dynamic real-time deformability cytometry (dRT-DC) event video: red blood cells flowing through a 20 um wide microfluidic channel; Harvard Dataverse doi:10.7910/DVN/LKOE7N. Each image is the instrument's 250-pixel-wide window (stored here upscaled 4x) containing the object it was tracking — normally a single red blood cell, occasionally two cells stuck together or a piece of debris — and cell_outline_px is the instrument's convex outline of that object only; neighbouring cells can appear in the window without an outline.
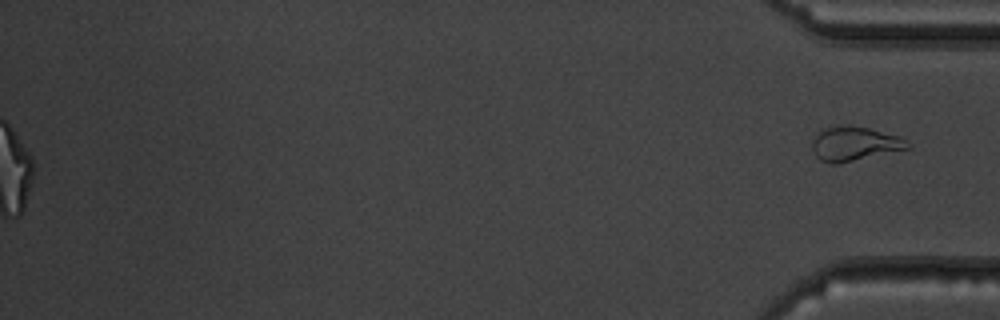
{"species": "common noctule bat (a hibernating species)", "species_latin": "Nyctalus noctula", "temperature_condition": "warm", "stored_images_in_passage": 52, "segment_of_instrument_passage": [2, 2], "camera_frame_rate_fps": 3000, "um_per_image_px": 0.085, "animal": {"sex": "male", "body_mass_g": 19.5, "forearm_length_mm": 54.6}, "frame": {"image": 1, "passage_image": 52, "time_ms": 17.0, "image_size_px": [1000, 320], "cell_outline_px": [[912, 148], [836, 164], [832, 164], [820, 160], [812, 152], [812, 140], [824, 128], [868, 128], [900, 136]], "centroid_in_image_um": [72.64, 12.27], "position_along_channel_um": 362.6, "area_um2": 18.32}}